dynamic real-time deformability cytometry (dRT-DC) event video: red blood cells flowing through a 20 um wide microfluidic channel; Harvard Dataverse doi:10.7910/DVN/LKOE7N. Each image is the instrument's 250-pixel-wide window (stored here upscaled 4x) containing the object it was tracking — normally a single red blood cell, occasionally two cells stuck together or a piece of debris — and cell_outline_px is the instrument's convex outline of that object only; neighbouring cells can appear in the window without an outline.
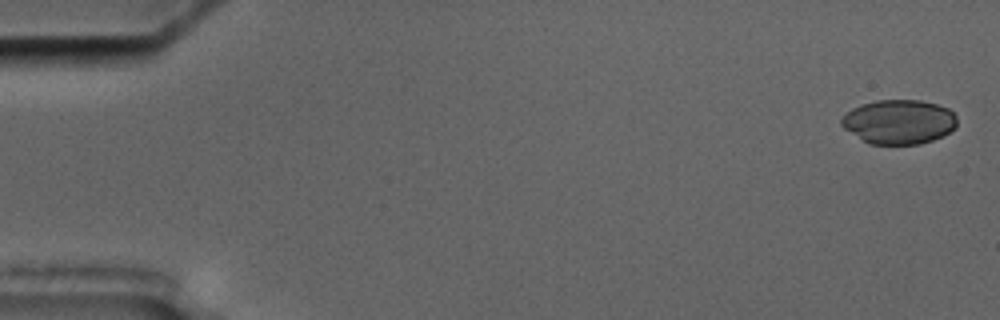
{"species": "common noctule bat (a hibernating species)", "species_latin": "Nyctalus noctula", "temperature_condition": "cold", "stored_images_in_passage": 6, "camera_frame_rate_fps": 3000, "um_per_image_px": 0.085, "animal": {"sex": "male", "body_mass_g": 17.5, "forearm_length_mm": 52.3}, "frame": {"image": 1, "passage_image": 1, "time_ms": 0.0, "image_size_px": [1000, 320], "cell_outline_px": [[956, 128], [944, 136], [920, 144], [868, 144], [844, 128], [840, 124], [840, 120], [852, 108], [860, 104], [876, 100], [920, 100], [936, 104], [948, 108], [956, 116]], "centroid_in_image_um": [76.41, 10.36], "position_along_channel_um": 8.6, "area_um2": 30.0}}